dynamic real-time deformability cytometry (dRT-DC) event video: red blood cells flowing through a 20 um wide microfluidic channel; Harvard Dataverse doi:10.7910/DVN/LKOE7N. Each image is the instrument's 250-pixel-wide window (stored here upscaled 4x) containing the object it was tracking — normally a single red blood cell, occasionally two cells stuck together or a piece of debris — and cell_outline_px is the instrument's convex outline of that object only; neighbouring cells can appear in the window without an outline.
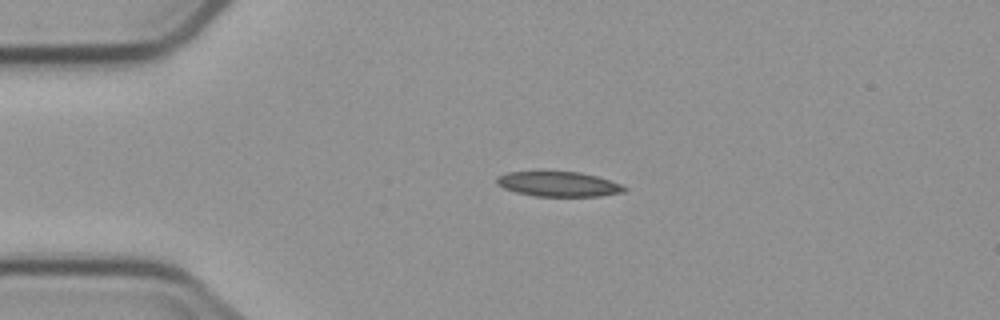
{"species": "common noctule bat (a hibernating species)", "species_latin": "Nyctalus noctula", "temperature_condition": "cold", "stored_images_in_passage": 2, "camera_frame_rate_fps": 3000, "um_per_image_px": 0.085, "animal": {"sex": "male", "body_mass_g": 23.1, "forearm_length_mm": 52.7}, "frame": {"image": 1, "passage_image": 1, "time_ms": 0.0, "image_size_px": [1000, 320], "cell_outline_px": [[628, 188], [624, 192], [600, 196], [536, 196], [516, 192], [504, 188], [496, 184], [496, 176], [508, 172], [580, 172], [596, 176], [620, 184]], "centroid_in_image_um": [47.46, 15.65], "position_along_channel_um": 37.5, "area_um2": 18.38}}